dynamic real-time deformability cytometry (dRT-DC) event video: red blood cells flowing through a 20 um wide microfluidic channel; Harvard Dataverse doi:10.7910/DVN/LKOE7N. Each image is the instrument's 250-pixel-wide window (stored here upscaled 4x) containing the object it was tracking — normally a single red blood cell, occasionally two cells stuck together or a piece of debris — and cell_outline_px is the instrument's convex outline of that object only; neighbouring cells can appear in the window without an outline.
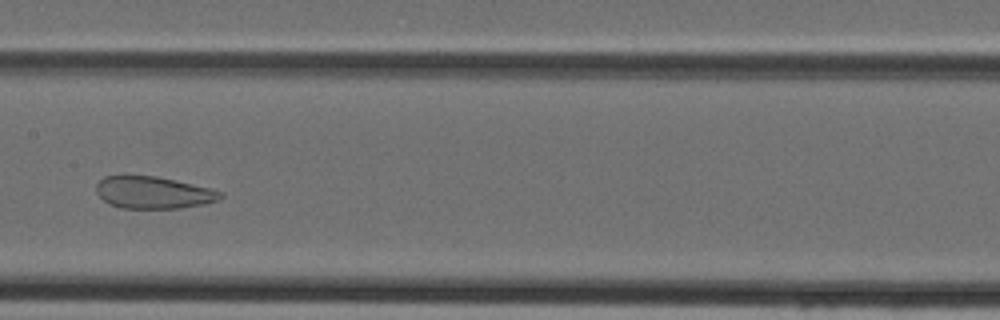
{"species": "Egyptian fruit bat (a non-hibernating species)", "species_latin": "Rousettus aegyptiacus", "temperature_condition": "cold", "stored_images_in_passage": 36, "camera_frame_rate_fps": 3000, "um_per_image_px": 0.085, "animal": {"sex": "female"}, "frame": {"image": 1, "passage_image": 14, "time_ms": 4.333, "image_size_px": [1000, 320], "cell_outline_px": [[224, 196], [220, 200], [204, 204], [180, 208], [120, 208], [108, 204], [96, 192], [96, 184], [104, 176], [156, 176], [208, 188], [224, 192]], "centroid_in_image_um": [13.04, 16.38], "position_along_channel_um": 194.4, "area_um2": 23.12}}
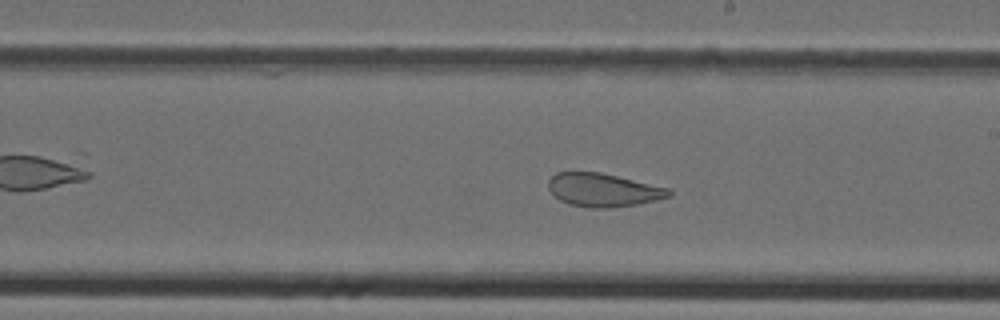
{"frame": {"image": 2, "passage_image": 17, "time_ms": 5.333, "image_size_px": [1000, 320], "cell_outline_px": [[672, 196], [656, 200], [636, 204], [608, 208], [592, 208], [568, 204], [552, 196], [548, 188], [548, 180], [556, 172], [600, 172], [668, 188], [672, 192]], "centroid_in_image_um": [51.23, 16.15], "position_along_channel_um": 237.8, "area_um2": 23.41}}
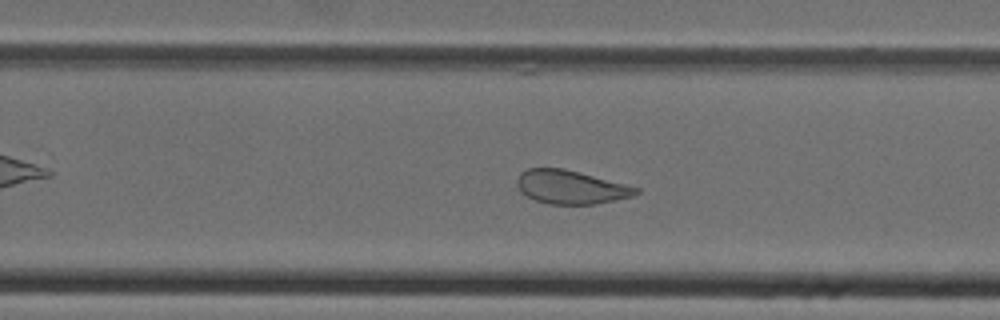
{"frame": {"image": 3, "passage_image": 20, "time_ms": 6.333, "image_size_px": [1000, 320], "cell_outline_px": [[640, 192], [632, 196], [596, 204], [548, 204], [536, 200], [520, 192], [516, 184], [516, 180], [520, 172], [528, 168], [564, 168], [640, 188]], "centroid_in_image_um": [48.48, 15.9], "position_along_channel_um": 281.3, "area_um2": 23.24}}